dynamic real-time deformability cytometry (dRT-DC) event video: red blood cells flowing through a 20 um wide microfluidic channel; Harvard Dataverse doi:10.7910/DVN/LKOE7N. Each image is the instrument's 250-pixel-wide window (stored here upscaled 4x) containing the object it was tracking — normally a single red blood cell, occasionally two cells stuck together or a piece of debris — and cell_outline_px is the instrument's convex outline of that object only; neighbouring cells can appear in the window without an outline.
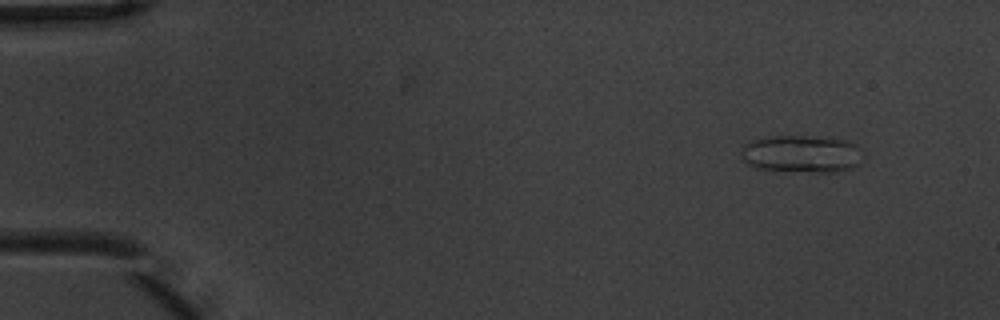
{"species": "common noctule bat (a hibernating species)", "species_latin": "Nyctalus noctula", "temperature_condition": "warm", "stored_images_in_passage": 4, "camera_frame_rate_fps": 3000, "um_per_image_px": 0.085, "animal": {"sex": "male", "body_mass_g": 20.1, "forearm_length_mm": 53.5}, "frame": {"image": 1, "passage_image": 1, "time_ms": 0.0, "image_size_px": [1000, 320], "cell_outline_px": [[864, 156], [860, 164], [848, 168], [832, 172], [784, 172], [756, 168], [740, 160], [740, 148], [744, 144], [752, 140], [768, 136], [804, 136], [844, 140], [856, 144], [860, 148]], "centroid_in_image_um": [68.07, 13.1], "position_along_channel_um": 16.9, "area_um2": 27.11}}
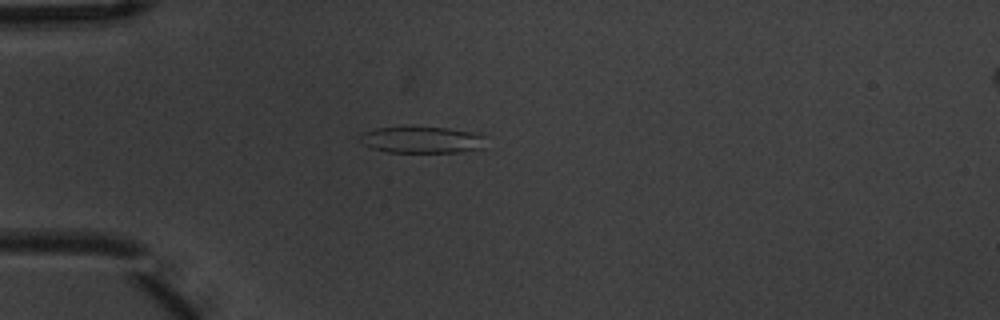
{"frame": {"image": 2, "passage_image": 4, "time_ms": 1.0, "image_size_px": [1000, 320], "cell_outline_px": [[484, 136], [480, 148], [456, 152], [388, 152], [372, 148], [364, 144], [360, 140], [360, 136], [364, 132], [376, 128], [444, 128], [468, 132]], "centroid_in_image_um": [35.78, 11.9], "position_along_channel_um": 49.2, "area_um2": 18.61}}